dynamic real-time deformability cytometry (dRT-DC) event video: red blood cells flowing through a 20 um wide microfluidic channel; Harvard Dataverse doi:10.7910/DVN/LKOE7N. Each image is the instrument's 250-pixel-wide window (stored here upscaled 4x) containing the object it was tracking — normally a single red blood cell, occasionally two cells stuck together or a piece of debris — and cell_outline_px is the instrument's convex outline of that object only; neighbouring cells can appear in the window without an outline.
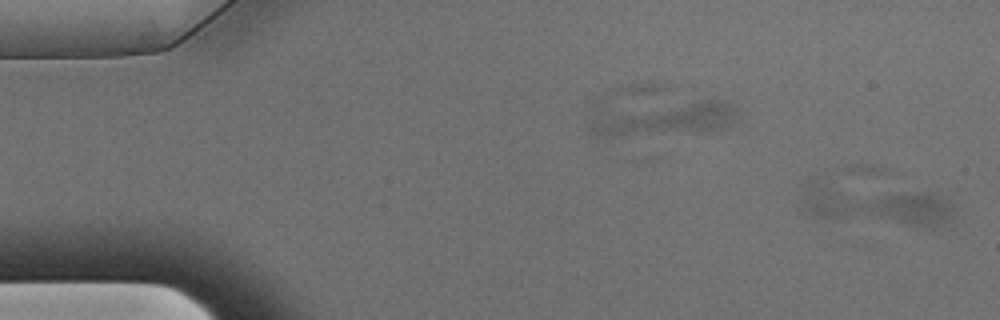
{"species": "Egyptian fruit bat (a non-hibernating species)", "species_latin": "Rousettus aegyptiacus", "temperature_condition": "warm", "stored_images_in_passage": 3, "camera_frame_rate_fps": 3000, "um_per_image_px": 0.085, "animal": {"sex": "male"}, "frame": {"image": 1, "passage_image": 3, "time_ms": 0.667, "image_size_px": [1000, 320], "cell_outline_px": [[956, 216], [928, 232], [880, 216], [864, 208], [864, 204], [880, 196], [908, 192], [924, 192], [940, 196], [948, 200], [952, 204], [956, 212]], "centroid_in_image_um": [77.66, 17.8], "position_along_channel_um": 7.3, "area_um2": 17.22}}